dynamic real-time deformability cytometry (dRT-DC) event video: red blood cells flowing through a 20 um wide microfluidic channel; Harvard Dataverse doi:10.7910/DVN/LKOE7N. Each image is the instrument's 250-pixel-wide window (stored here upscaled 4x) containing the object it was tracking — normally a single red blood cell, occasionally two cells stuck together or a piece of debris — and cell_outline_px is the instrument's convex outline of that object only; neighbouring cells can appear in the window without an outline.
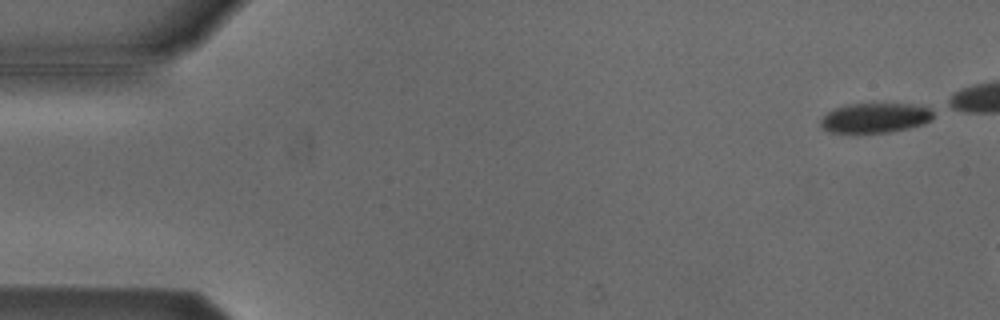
{"species": "Egyptian fruit bat (a non-hibernating species)", "species_latin": "Rousettus aegyptiacus", "temperature_condition": "cold", "stored_images_in_passage": 14, "camera_frame_rate_fps": 3000, "um_per_image_px": 0.085, "animal": {"sex": "male"}, "frame": {"image": 1, "passage_image": 1, "time_ms": 0.0, "image_size_px": [1000, 320], "cell_outline_px": [[932, 120], [924, 124], [908, 128], [888, 132], [828, 132], [820, 124], [820, 120], [832, 108], [848, 104], [912, 104], [928, 108], [932, 112]], "centroid_in_image_um": [74.37, 10.01], "position_along_channel_um": 10.6, "area_um2": 19.36}}